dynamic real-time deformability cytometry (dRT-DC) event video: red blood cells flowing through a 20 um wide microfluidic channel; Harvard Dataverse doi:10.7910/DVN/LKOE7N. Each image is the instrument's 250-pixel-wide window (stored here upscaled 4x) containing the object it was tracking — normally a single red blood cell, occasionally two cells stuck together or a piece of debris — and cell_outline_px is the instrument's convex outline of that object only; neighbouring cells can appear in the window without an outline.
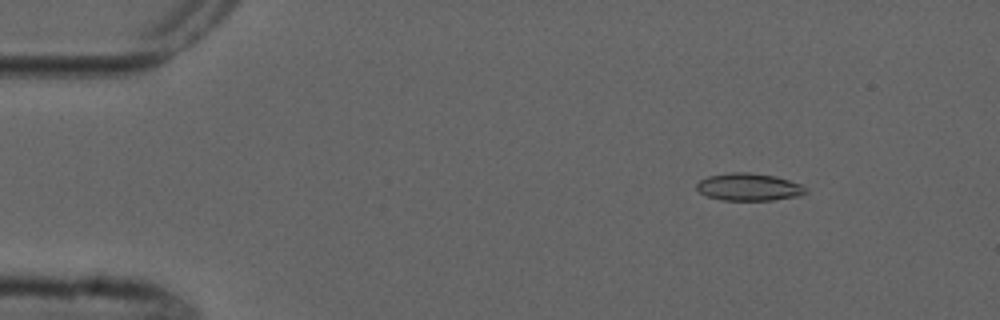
{"species": "common noctule bat (a hibernating species)", "species_latin": "Nyctalus noctula", "temperature_condition": "cold", "stored_images_in_passage": 4, "camera_frame_rate_fps": 3000, "um_per_image_px": 0.085, "animal": {"sex": "male", "forearm_length_mm": 52.5}, "frame": {"image": 1, "passage_image": 2, "time_ms": 1.0, "image_size_px": [1000, 320], "cell_outline_px": [[808, 192], [800, 196], [772, 200], [724, 200], [708, 196], [700, 192], [696, 188], [696, 184], [700, 180], [708, 176], [732, 172], [748, 172], [776, 176], [804, 184], [808, 188]], "centroid_in_image_um": [63.72, 15.89], "position_along_channel_um": 21.3, "area_um2": 17.63}}
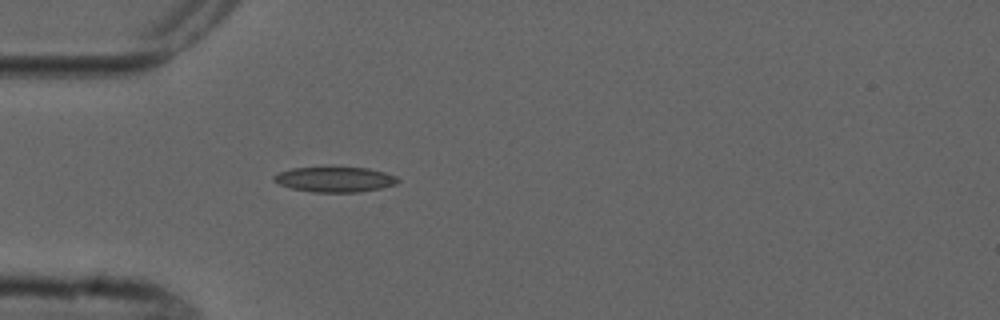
{"frame": {"image": 2, "passage_image": 4, "time_ms": 4.0, "image_size_px": [1000, 320], "cell_outline_px": [[400, 180], [396, 184], [380, 188], [360, 192], [312, 192], [292, 188], [280, 184], [272, 180], [272, 176], [280, 172], [292, 168], [368, 168], [384, 172], [396, 176]], "centroid_in_image_um": [28.47, 15.26], "position_along_channel_um": 56.5, "area_um2": 17.98}}